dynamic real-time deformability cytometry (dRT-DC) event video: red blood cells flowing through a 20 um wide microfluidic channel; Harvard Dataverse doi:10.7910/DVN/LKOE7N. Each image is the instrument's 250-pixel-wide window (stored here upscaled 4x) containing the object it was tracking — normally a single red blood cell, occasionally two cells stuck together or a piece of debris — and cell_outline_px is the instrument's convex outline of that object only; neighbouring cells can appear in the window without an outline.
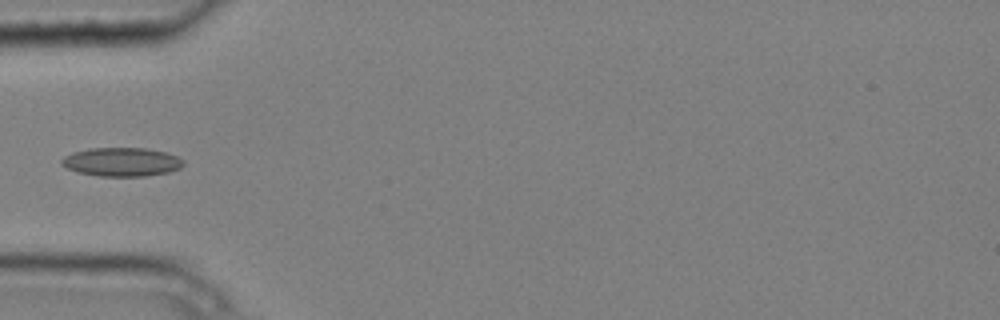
{"species": "common noctule bat (a hibernating species)", "species_latin": "Nyctalus noctula", "temperature_condition": "cold", "stored_images_in_passage": 4, "camera_frame_rate_fps": 3000, "um_per_image_px": 0.085, "animal": {"sex": "male", "body_mass_g": 20.4}, "frame": {"image": 1, "passage_image": 4, "time_ms": 1.0, "image_size_px": [1000, 320], "cell_outline_px": [[184, 164], [180, 168], [168, 172], [144, 176], [100, 176], [80, 172], [68, 168], [60, 164], [60, 160], [64, 156], [72, 152], [88, 148], [144, 148], [164, 152], [176, 156], [184, 160]], "centroid_in_image_um": [10.32, 13.76], "position_along_channel_um": 74.7, "area_um2": 20.29}}